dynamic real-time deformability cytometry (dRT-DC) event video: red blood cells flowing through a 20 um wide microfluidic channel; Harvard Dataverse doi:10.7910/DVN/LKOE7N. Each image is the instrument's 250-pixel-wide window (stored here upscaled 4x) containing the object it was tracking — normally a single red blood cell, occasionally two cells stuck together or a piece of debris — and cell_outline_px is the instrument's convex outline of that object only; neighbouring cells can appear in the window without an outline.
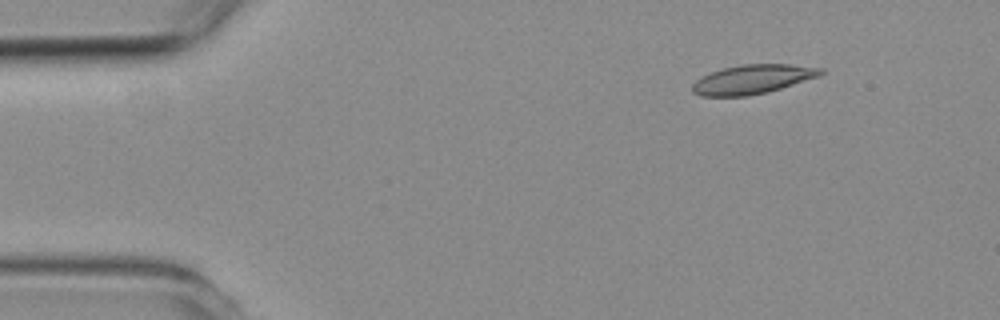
{"species": "common noctule bat (a hibernating species)", "species_latin": "Nyctalus noctula", "temperature_condition": "room temperature", "stored_images_in_passage": 4, "camera_frame_rate_fps": 3000, "um_per_image_px": 0.085, "animal": {"sex": "female", "body_mass_g": 19.3, "forearm_length_mm": 54.1}, "frame": {"image": 1, "passage_image": 2, "time_ms": 1.0, "image_size_px": [1000, 320], "cell_outline_px": [[824, 72], [820, 76], [768, 92], [748, 96], [700, 96], [692, 92], [692, 84], [700, 76], [724, 68], [740, 64], [788, 64], [824, 68]], "centroid_in_image_um": [63.96, 6.74], "position_along_channel_um": 21.0, "area_um2": 21.91}}